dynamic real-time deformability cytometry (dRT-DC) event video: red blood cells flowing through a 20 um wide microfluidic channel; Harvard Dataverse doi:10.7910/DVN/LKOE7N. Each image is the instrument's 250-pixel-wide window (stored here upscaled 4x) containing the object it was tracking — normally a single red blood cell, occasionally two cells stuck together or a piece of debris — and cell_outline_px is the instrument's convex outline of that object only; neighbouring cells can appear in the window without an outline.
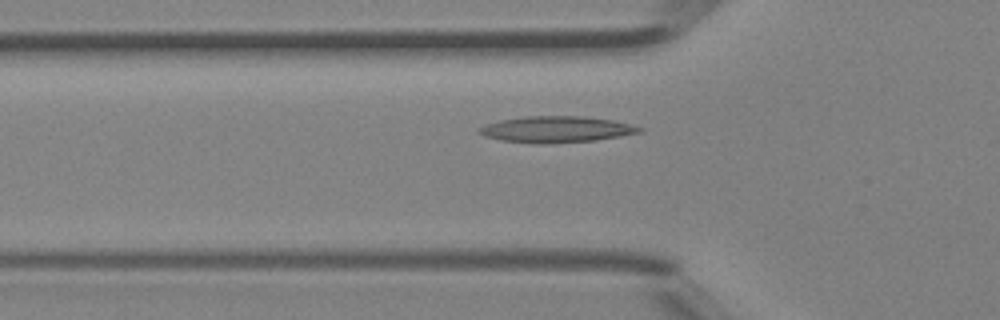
{"species": "Egyptian fruit bat (a non-hibernating species)", "species_latin": "Rousettus aegyptiacus", "temperature_condition": "room temperature", "stored_images_in_passage": 42, "camera_frame_rate_fps": 3000, "um_per_image_px": 0.085, "animal": {"sex": "female"}, "frame": {"image": 1, "passage_image": 12, "time_ms": 3.667, "image_size_px": [1000, 320], "cell_outline_px": [[644, 128], [640, 132], [620, 136], [596, 140], [544, 144], [536, 144], [500, 140], [484, 136], [476, 132], [476, 128], [484, 124], [500, 120], [524, 116], [584, 116], [612, 120]], "centroid_in_image_um": [47.2, 11.0], "position_along_channel_um": 78.6, "area_um2": 24.68}}
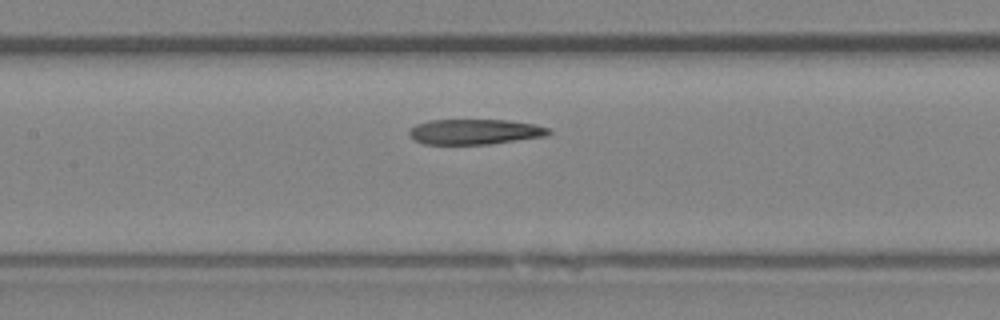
{"frame": {"image": 2, "passage_image": 18, "time_ms": 5.667, "image_size_px": [1000, 320], "cell_outline_px": [[552, 132], [548, 136], [488, 144], [424, 144], [416, 140], [408, 132], [416, 124], [428, 120], [508, 120], [536, 124], [548, 128]], "centroid_in_image_um": [40.41, 11.19], "position_along_channel_um": 167.0, "area_um2": 20.52}}
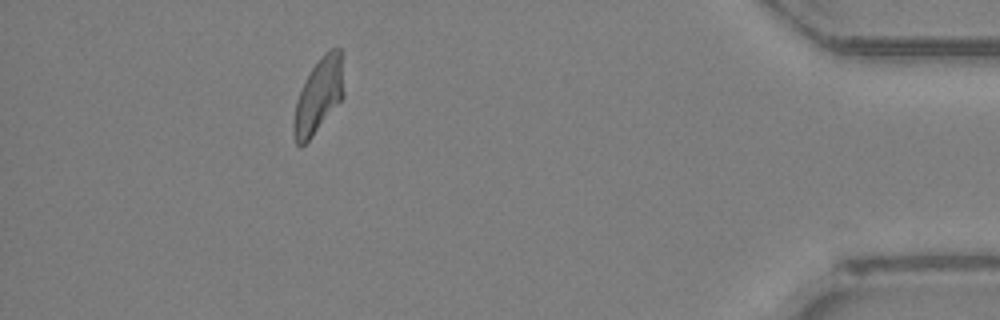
{"frame": {"image": 3, "passage_image": 38, "time_ms": 12.333, "image_size_px": [1000, 320], "cell_outline_px": [[344, 96], [312, 136], [300, 148], [296, 144], [292, 132], [292, 120], [296, 100], [312, 68], [324, 52], [332, 48], [340, 48], [344, 92]], "centroid_in_image_um": [27.05, 8.17], "position_along_channel_um": 408.1, "area_um2": 21.56}, "authors_computed_cell_mechanics": {"area_um2": 21.5594, "velocity_mm_per_s": 4.435, "shape_relaxation_time_tau1_ms": null, "shape_relaxation_time_tau2_ms": 5.9532, "deformation_change_tau1": null, "deformation_change_tau2": 0.1611}}